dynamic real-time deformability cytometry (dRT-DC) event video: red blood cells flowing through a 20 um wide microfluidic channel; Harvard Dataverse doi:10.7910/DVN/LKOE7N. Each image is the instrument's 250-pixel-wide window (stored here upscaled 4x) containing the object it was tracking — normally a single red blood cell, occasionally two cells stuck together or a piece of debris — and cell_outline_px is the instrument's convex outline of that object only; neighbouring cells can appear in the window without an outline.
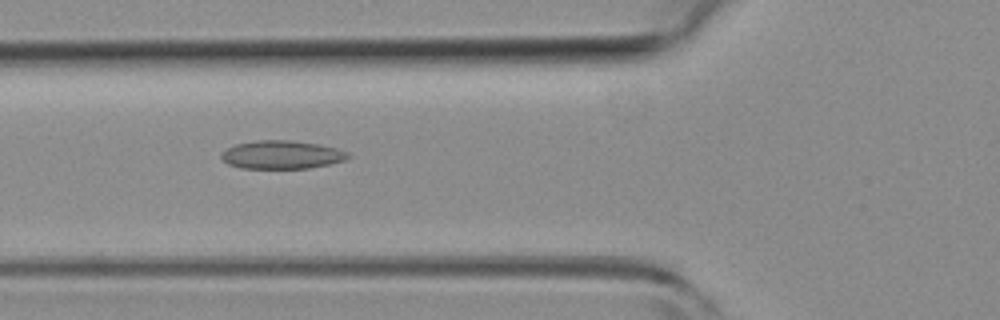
{"species": "common noctule bat (a hibernating species)", "species_latin": "Nyctalus noctula", "temperature_condition": "room temperature", "stored_images_in_passage": 35, "camera_frame_rate_fps": 3000, "um_per_image_px": 0.085, "animal": {"sex": "female", "body_mass_g": 19.3, "forearm_length_mm": 54.1}, "frame": {"image": 1, "passage_image": 5, "time_ms": 1.333, "image_size_px": [1000, 320], "cell_outline_px": [[352, 156], [344, 160], [328, 164], [308, 168], [240, 168], [228, 164], [220, 156], [228, 148], [236, 144], [256, 140], [288, 140], [316, 144], [336, 148], [348, 152]], "centroid_in_image_um": [23.95, 13.15], "position_along_channel_um": 101.8, "area_um2": 20.63}}
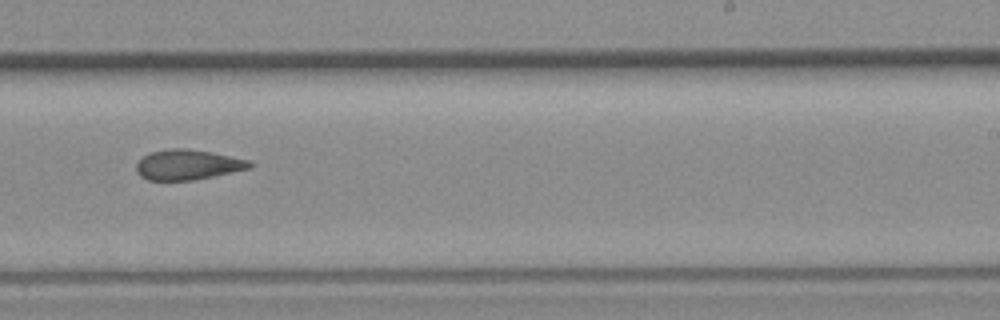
{"frame": {"image": 2, "passage_image": 17, "time_ms": 5.333, "image_size_px": [1000, 320], "cell_outline_px": [[252, 168], [192, 180], [148, 180], [140, 176], [136, 172], [136, 164], [144, 156], [152, 152], [172, 148], [184, 148], [212, 152], [252, 160]], "centroid_in_image_um": [15.98, 14.0], "position_along_channel_um": 273.0, "area_um2": 19.88}}
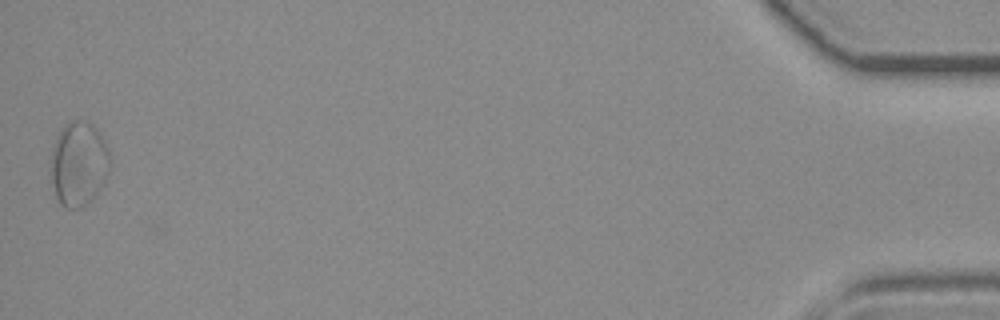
{"frame": {"image": 3, "passage_image": 35, "time_ms": 11.333, "image_size_px": [1000, 320], "cell_outline_px": [[112, 164], [104, 184], [80, 208], [64, 208], [60, 204], [56, 196], [52, 180], [52, 148], [56, 136], [64, 124], [72, 120], [84, 120], [92, 124], [96, 128], [108, 148], [112, 160]], "centroid_in_image_um": [6.71, 13.89], "position_along_channel_um": 428.5, "area_um2": 29.07}, "authors_computed_cell_mechanics": {"area_um2": 20.6346, "velocity_mm_per_s": 4.2772, "shape_relaxation_time_tau1_ms": null, "shape_relaxation_time_tau2_ms": 4.032, "deformation_change_tau1": null, "deformation_change_tau2": 0.1314}}